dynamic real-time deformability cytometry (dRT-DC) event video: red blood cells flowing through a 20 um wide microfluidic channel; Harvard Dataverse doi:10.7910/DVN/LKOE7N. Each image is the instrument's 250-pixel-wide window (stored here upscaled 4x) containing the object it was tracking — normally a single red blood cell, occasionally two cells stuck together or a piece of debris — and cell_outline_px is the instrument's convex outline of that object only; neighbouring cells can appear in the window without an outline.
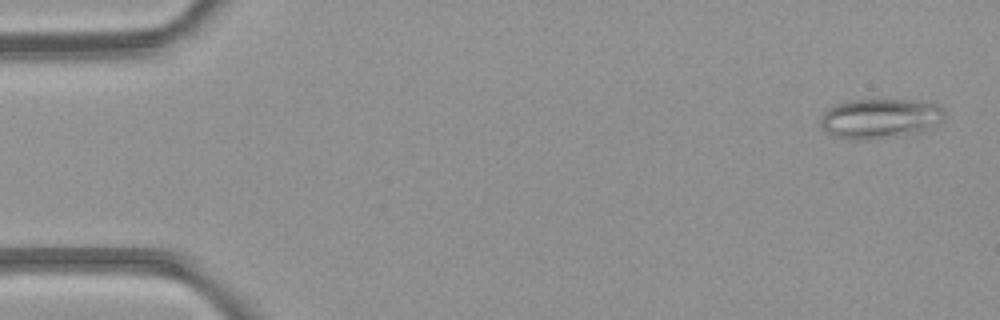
{"species": "common noctule bat (a hibernating species)", "species_latin": "Nyctalus noctula", "temperature_condition": "room temperature", "stored_images_in_passage": 6, "camera_frame_rate_fps": 3000, "um_per_image_px": 0.085, "animal": {"sex": "female", "body_mass_g": 21.9}, "frame": {"image": 1, "passage_image": 1, "time_ms": 0.0, "image_size_px": [1000, 320], "cell_outline_px": [[944, 120], [932, 128], [920, 132], [876, 140], [848, 140], [836, 136], [828, 132], [820, 124], [820, 116], [828, 108], [836, 104], [848, 100], [916, 100], [936, 104], [944, 112]], "centroid_in_image_um": [74.8, 10.09], "position_along_channel_um": 10.2, "area_um2": 29.13}}
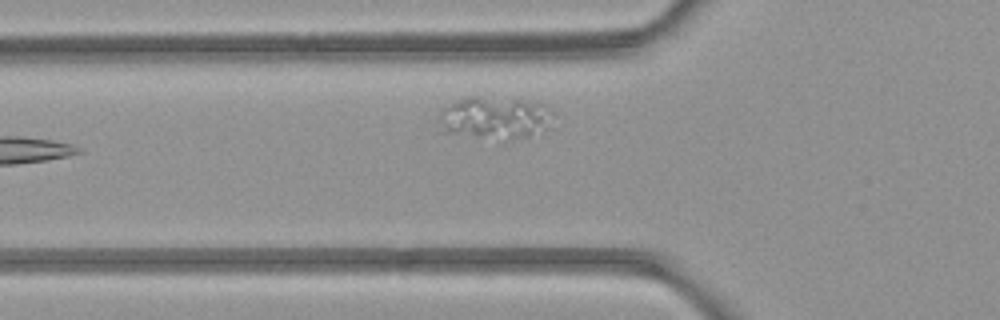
{"frame": {"image": 2, "passage_image": 6, "time_ms": 6.0, "image_size_px": [1000, 320], "cell_outline_px": [[552, 128], [544, 132], [528, 136], [476, 136], [444, 132], [440, 120], [440, 116], [444, 108], [456, 100], [468, 96], [480, 96], [520, 100], [540, 104], [552, 112]], "centroid_in_image_um": [42.1, 9.97], "position_along_channel_um": 83.7, "area_um2": 27.22}}